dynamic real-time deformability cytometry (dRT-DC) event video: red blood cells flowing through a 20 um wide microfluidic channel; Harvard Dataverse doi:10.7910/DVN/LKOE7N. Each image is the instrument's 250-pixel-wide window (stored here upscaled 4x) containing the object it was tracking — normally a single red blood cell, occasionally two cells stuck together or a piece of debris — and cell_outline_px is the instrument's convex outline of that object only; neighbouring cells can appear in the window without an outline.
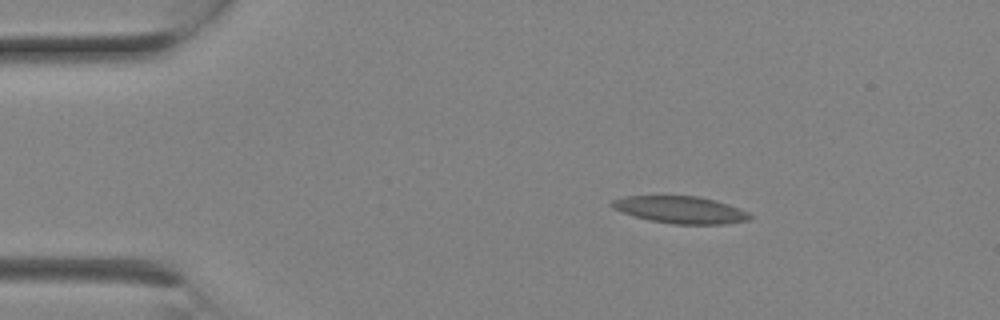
{"species": "Egyptian fruit bat (a non-hibernating species)", "species_latin": "Rousettus aegyptiacus", "temperature_condition": "room temperature", "stored_images_in_passage": 2, "camera_frame_rate_fps": 3000, "um_per_image_px": 0.085, "animal": {"sex": "female"}, "frame": {"image": 1, "passage_image": 2, "time_ms": 0.333, "image_size_px": [1000, 320], "cell_outline_px": [[752, 216], [748, 220], [724, 224], [672, 224], [648, 220], [612, 208], [608, 204], [612, 200], [624, 196], [696, 196], [716, 200], [740, 208], [748, 212]], "centroid_in_image_um": [57.83, 17.83], "position_along_channel_um": 27.2, "area_um2": 21.79}}